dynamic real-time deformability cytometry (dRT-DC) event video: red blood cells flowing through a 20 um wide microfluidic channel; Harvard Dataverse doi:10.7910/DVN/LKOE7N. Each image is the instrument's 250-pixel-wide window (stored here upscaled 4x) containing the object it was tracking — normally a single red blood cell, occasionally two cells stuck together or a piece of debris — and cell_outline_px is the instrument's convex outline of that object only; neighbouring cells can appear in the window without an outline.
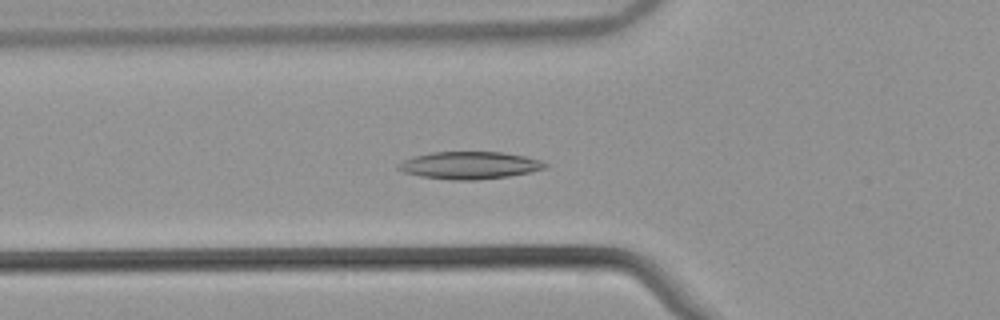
{"species": "common noctule bat (a hibernating species)", "species_latin": "Nyctalus noctula", "temperature_condition": "warm", "stored_images_in_passage": 53, "camera_frame_rate_fps": 3000, "um_per_image_px": 0.085, "animal": {"sex": "male", "body_mass_g": 21.5, "forearm_length_mm": 52.0}, "frame": {"image": 1, "passage_image": 19, "time_ms": 6.0, "image_size_px": [1000, 320], "cell_outline_px": [[548, 168], [508, 176], [476, 180], [452, 180], [420, 176], [404, 172], [396, 168], [396, 164], [412, 156], [432, 152], [504, 152], [524, 156], [540, 160], [548, 164]], "centroid_in_image_um": [39.89, 14.05], "position_along_channel_um": 85.9, "area_um2": 23.47}}
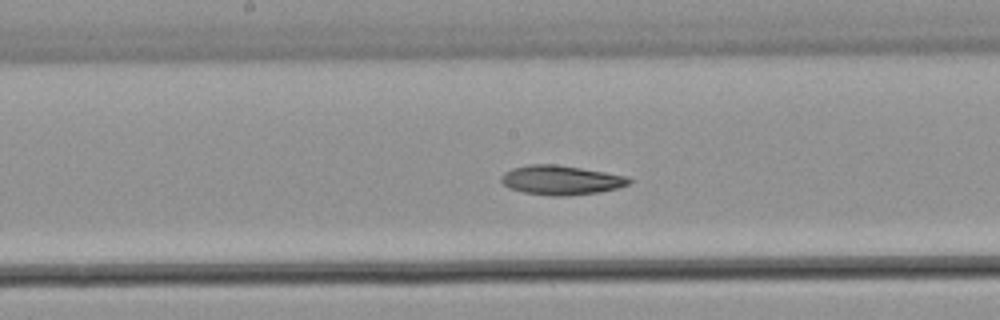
{"frame": {"image": 2, "passage_image": 28, "time_ms": 9.0, "image_size_px": [1000, 320], "cell_outline_px": [[632, 180], [628, 184], [616, 188], [600, 192], [568, 196], [548, 196], [524, 192], [508, 188], [500, 180], [500, 176], [504, 172], [512, 168], [528, 164], [556, 164], [628, 176]], "centroid_in_image_um": [47.65, 15.31], "position_along_channel_um": 200.6, "area_um2": 21.96}}
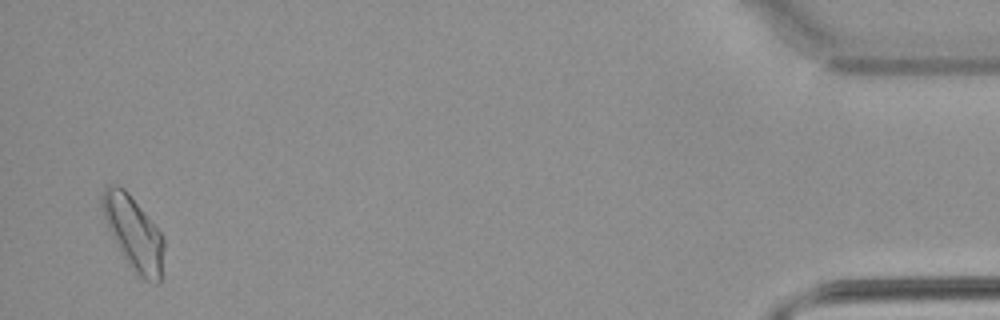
{"frame": {"image": 3, "passage_image": 52, "time_ms": 17.0, "image_size_px": [1000, 320], "cell_outline_px": [[164, 248], [160, 280], [156, 284], [144, 280], [136, 276], [120, 252], [104, 220], [100, 204], [100, 196], [104, 188], [108, 184], [116, 184], [124, 188], [128, 192], [160, 232], [164, 240]], "centroid_in_image_um": [11.32, 19.81], "position_along_channel_um": 423.9, "area_um2": 26.59}}